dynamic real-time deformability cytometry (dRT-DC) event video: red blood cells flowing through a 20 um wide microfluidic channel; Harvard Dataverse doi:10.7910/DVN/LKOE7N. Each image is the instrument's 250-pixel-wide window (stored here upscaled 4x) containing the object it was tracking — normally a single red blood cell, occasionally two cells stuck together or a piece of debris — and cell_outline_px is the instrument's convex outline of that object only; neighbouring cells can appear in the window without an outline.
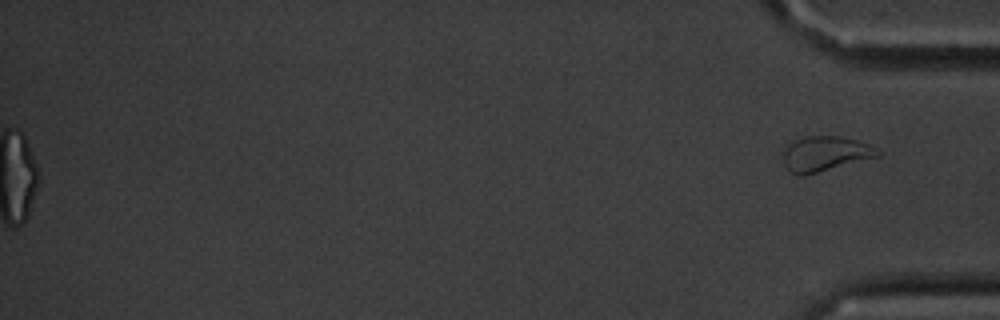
{"species": "common noctule bat (a hibernating species)", "species_latin": "Nyctalus noctula", "temperature_condition": "cold", "stored_images_in_passage": 49, "segment_of_instrument_passage": [2, 2], "camera_frame_rate_fps": 3000, "um_per_image_px": 0.085, "animal": {"sex": "male", "body_mass_g": 20.1, "forearm_length_mm": 53.5}, "frame": {"image": 1, "passage_image": 49, "time_ms": 16.0, "image_size_px": [1000, 320], "cell_outline_px": [[880, 156], [804, 176], [800, 176], [792, 172], [784, 164], [784, 144], [788, 140], [804, 136], [840, 136], [856, 140], [868, 144], [880, 152]], "centroid_in_image_um": [70.08, 13.05], "position_along_channel_um": 365.1, "area_um2": 19.48}}